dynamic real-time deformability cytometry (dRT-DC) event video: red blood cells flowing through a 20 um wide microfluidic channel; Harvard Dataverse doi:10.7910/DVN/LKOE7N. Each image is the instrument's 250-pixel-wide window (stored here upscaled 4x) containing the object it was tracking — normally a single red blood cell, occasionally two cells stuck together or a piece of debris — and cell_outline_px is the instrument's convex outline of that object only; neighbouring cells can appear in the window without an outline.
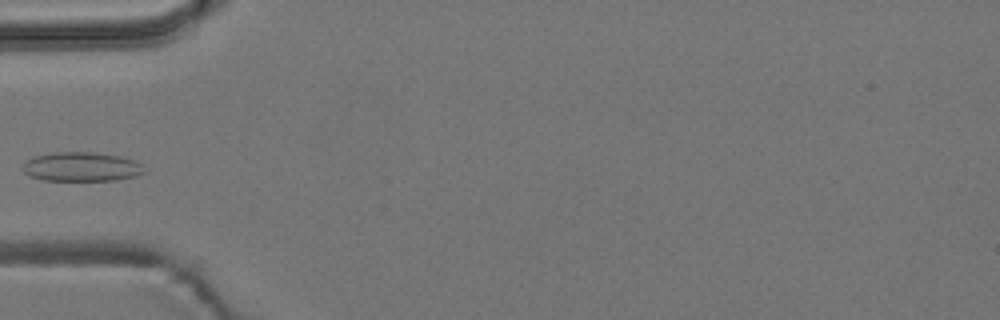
{"species": "common noctule bat (a hibernating species)", "species_latin": "Nyctalus noctula", "temperature_condition": "room temperature", "stored_images_in_passage": 4, "camera_frame_rate_fps": 3000, "um_per_image_px": 0.085, "animal": {"sex": "male", "body_mass_g": 19.2, "forearm_length_mm": 51.8}, "frame": {"image": 1, "passage_image": 4, "time_ms": 4.333, "image_size_px": [1000, 320], "cell_outline_px": [[144, 172], [136, 176], [116, 180], [44, 180], [28, 176], [24, 172], [24, 164], [32, 156], [56, 152], [92, 152], [120, 156], [132, 160], [140, 164]], "centroid_in_image_um": [6.89, 14.17], "position_along_channel_um": 78.1, "area_um2": 20.46}}